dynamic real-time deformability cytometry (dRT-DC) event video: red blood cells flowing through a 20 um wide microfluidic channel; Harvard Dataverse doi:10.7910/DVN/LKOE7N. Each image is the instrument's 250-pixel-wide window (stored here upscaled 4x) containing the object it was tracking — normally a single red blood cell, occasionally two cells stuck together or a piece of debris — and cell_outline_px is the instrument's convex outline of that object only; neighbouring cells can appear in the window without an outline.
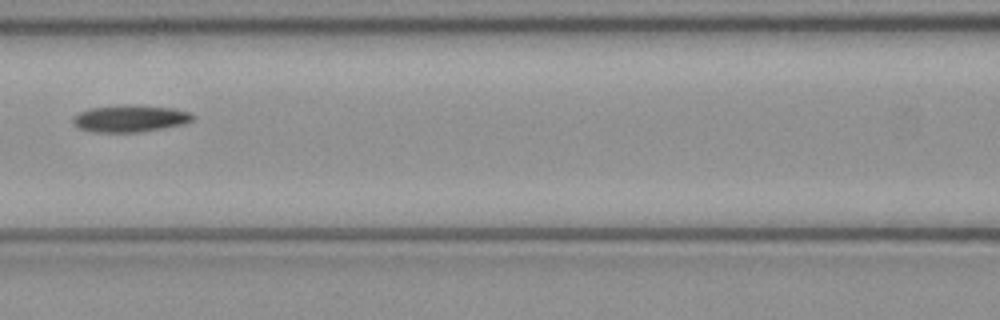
{"species": "common noctule bat (a hibernating species)", "species_latin": "Nyctalus noctula", "temperature_condition": "cold", "stored_images_in_passage": 6, "camera_frame_rate_fps": 3000, "um_per_image_px": 0.085, "animal": {"sex": "female", "body_mass_g": 21.9}, "frame": {"image": 1, "passage_image": 6, "time_ms": 1.667, "image_size_px": [1000, 320], "cell_outline_px": [[196, 116], [192, 120], [184, 124], [140, 132], [92, 132], [80, 128], [72, 120], [80, 112], [88, 108], [172, 108], [188, 112]], "centroid_in_image_um": [11.08, 10.14], "position_along_channel_um": 155.5, "area_um2": 17.46}}